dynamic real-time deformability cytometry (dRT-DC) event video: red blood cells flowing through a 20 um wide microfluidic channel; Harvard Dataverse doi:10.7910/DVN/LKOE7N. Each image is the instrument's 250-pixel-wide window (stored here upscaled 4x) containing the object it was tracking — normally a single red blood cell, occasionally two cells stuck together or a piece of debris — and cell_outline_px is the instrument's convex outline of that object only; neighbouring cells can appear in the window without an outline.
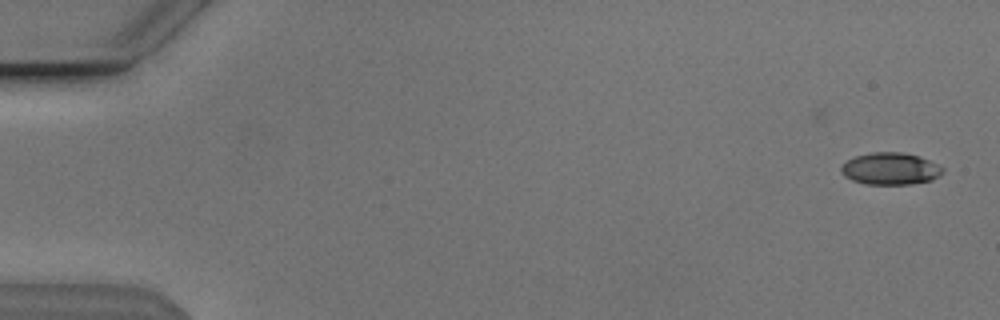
{"species": "Egyptian fruit bat (a non-hibernating species)", "species_latin": "Rousettus aegyptiacus", "temperature_condition": "cold", "stored_images_in_passage": 53, "camera_frame_rate_fps": 3000, "um_per_image_px": 0.085, "animal": {"sex": "male"}, "frame": {"image": 1, "passage_image": 1, "time_ms": 0.0, "image_size_px": [1000, 320], "cell_outline_px": [[944, 172], [932, 180], [908, 184], [868, 184], [852, 180], [844, 176], [840, 172], [840, 168], [848, 160], [856, 156], [872, 152], [904, 152], [920, 156], [944, 168]], "centroid_in_image_um": [75.69, 14.33], "position_along_channel_um": 9.3, "area_um2": 18.9}}
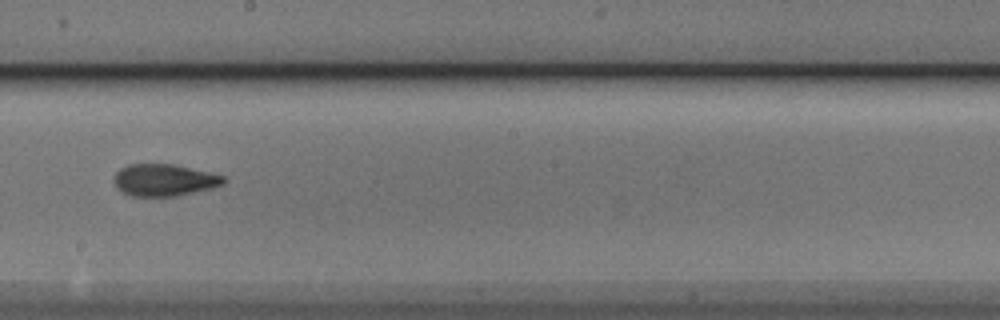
{"frame": {"image": 2, "passage_image": 30, "time_ms": 9.667, "image_size_px": [1000, 320], "cell_outline_px": [[224, 184], [212, 188], [180, 196], [132, 196], [124, 192], [112, 180], [116, 172], [120, 168], [128, 164], [172, 164], [208, 172], [224, 176]], "centroid_in_image_um": [13.95, 15.31], "position_along_channel_um": 234.2, "area_um2": 20.29}}
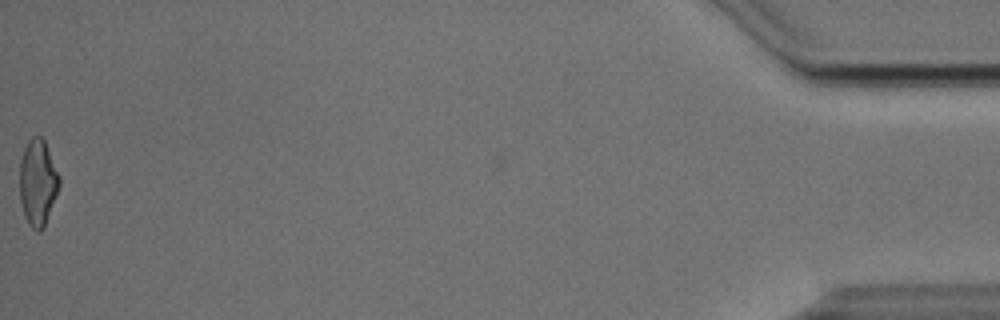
{"frame": {"image": 3, "passage_image": 53, "time_ms": 17.333, "image_size_px": [1000, 320], "cell_outline_px": [[60, 184], [44, 228], [40, 232], [36, 232], [28, 224], [24, 216], [20, 200], [20, 160], [24, 148], [28, 140], [32, 136], [40, 136], [44, 140], [60, 176]], "centroid_in_image_um": [3.2, 15.53], "position_along_channel_um": 432.0, "area_um2": 20.0}, "authors_computed_cell_mechanics": {"area_um2": 19.8832, "velocity_mm_per_s": 3.852, "shape_relaxation_time_tau1_ms": 4.1626, "shape_relaxation_time_tau2_ms": 1.6564, "deformation_change_tau1": 0.1602, "deformation_change_tau2": 0.0775}}